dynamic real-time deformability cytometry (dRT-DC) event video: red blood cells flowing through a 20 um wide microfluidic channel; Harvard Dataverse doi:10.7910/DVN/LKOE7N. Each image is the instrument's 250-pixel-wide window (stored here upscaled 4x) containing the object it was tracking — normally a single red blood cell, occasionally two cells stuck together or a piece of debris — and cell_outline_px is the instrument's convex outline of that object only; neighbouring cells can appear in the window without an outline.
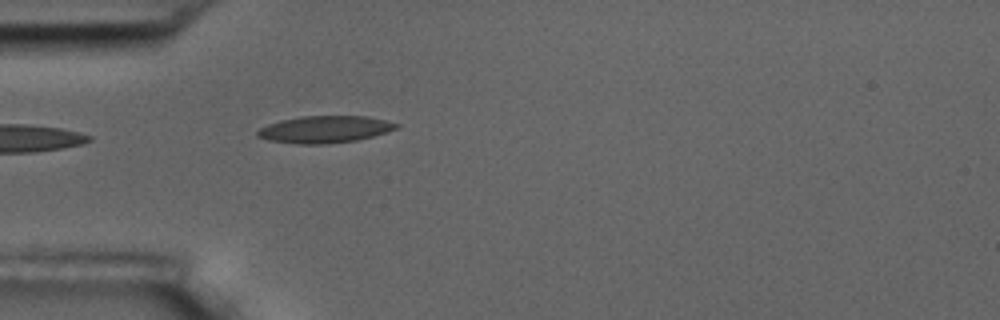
{"species": "common noctule bat (a hibernating species)", "species_latin": "Nyctalus noctula", "temperature_condition": "room temperature", "stored_images_in_passage": 5, "camera_frame_rate_fps": 3000, "um_per_image_px": 0.085, "animal": {"sex": "male", "body_mass_g": 17.5, "forearm_length_mm": 52.3}, "frame": {"image": 1, "passage_image": 5, "time_ms": 4.667, "image_size_px": [1000, 320], "cell_outline_px": [[400, 124], [396, 128], [372, 136], [356, 140], [324, 144], [296, 144], [268, 140], [256, 136], [256, 132], [260, 128], [268, 124], [280, 120], [300, 116], [368, 116]], "centroid_in_image_um": [27.55, 10.99], "position_along_channel_um": 57.5, "area_um2": 21.73}}